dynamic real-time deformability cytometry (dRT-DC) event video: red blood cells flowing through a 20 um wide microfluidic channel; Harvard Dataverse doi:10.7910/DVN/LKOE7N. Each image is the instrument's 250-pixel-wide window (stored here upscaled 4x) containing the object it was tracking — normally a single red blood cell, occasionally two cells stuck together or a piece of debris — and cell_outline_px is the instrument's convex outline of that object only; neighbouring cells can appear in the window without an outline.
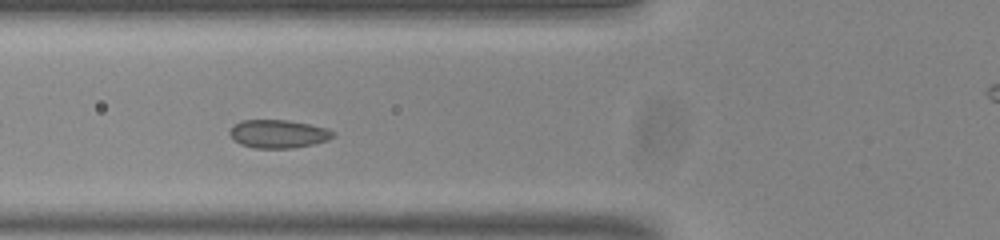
{"species": "common noctule bat (a hibernating species)", "species_latin": "Nyctalus noctula", "temperature_condition": "room temperature", "stored_images_in_passage": 47, "camera_frame_rate_fps": 3000, "um_per_image_px": 0.085, "animal": {"sex": "male", "body_mass_g": 20.0, "forearm_length_mm": 53.3}, "frame": {"image": 1, "passage_image": 12, "time_ms": 3.667, "image_size_px": [1000, 240], "cell_outline_px": [[336, 132], [328, 140], [312, 144], [292, 148], [256, 148], [240, 144], [228, 132], [240, 120], [288, 120], [328, 128]], "centroid_in_image_um": [23.67, 11.37], "position_along_channel_um": 102.1, "area_um2": 16.82}}
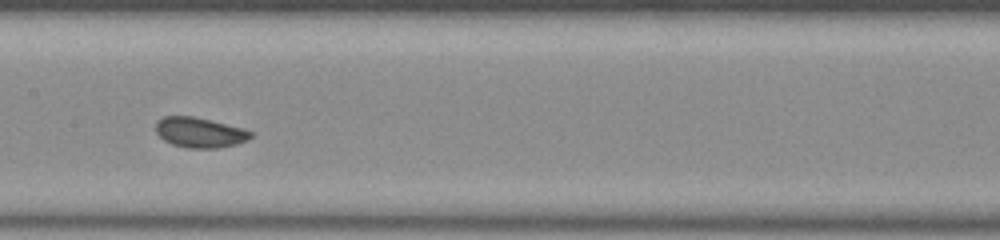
{"frame": {"image": 2, "passage_image": 19, "time_ms": 6.0, "image_size_px": [1000, 240], "cell_outline_px": [[252, 136], [248, 140], [236, 144], [216, 148], [188, 148], [172, 144], [164, 140], [156, 132], [156, 120], [164, 116], [192, 116], [244, 128], [252, 132]], "centroid_in_image_um": [16.97, 11.26], "position_along_channel_um": 190.4, "area_um2": 16.65}}
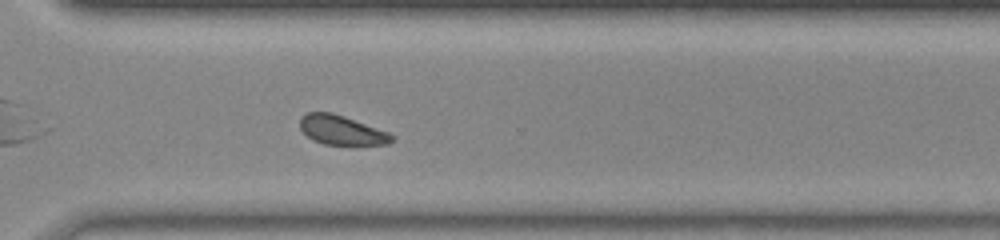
{"frame": {"image": 3, "passage_image": 31, "time_ms": 10.0, "image_size_px": [1000, 240], "cell_outline_px": [[396, 136], [388, 144], [352, 148], [324, 144], [312, 140], [300, 128], [300, 116], [308, 112], [332, 112], [344, 116], [388, 132]], "centroid_in_image_um": [29.07, 11.12], "position_along_channel_um": 341.5, "area_um2": 16.47}}